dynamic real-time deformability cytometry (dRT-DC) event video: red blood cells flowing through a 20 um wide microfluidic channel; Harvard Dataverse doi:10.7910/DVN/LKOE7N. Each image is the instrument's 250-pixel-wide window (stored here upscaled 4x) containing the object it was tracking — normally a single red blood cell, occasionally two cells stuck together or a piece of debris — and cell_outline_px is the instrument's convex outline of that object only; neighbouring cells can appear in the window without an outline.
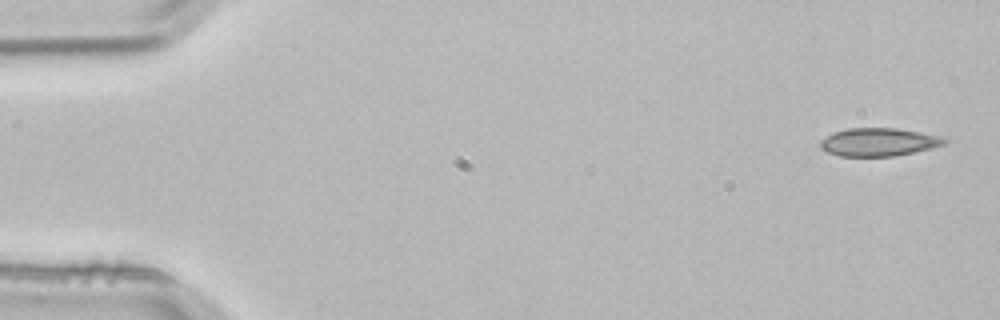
{"species": "common noctule bat (a hibernating species)", "species_latin": "Nyctalus noctula", "temperature_condition": "room temperature", "stored_images_in_passage": 3, "segment_of_instrument_passage": [2, 2], "camera_frame_rate_fps": 3000, "um_per_image_px": 0.085, "animal": {"sex": "male", "body_mass_g": 21.5, "forearm_length_mm": 52.0}, "frame": {"image": 1, "passage_image": 3, "time_ms": 0.667, "image_size_px": [1000, 320], "cell_outline_px": [[952, 140], [948, 144], [896, 156], [840, 156], [828, 152], [820, 148], [820, 140], [832, 132], [848, 128], [892, 128], [920, 132], [944, 136]], "centroid_in_image_um": [74.74, 12.07], "position_along_channel_um": 10.3, "area_um2": 20.58}}